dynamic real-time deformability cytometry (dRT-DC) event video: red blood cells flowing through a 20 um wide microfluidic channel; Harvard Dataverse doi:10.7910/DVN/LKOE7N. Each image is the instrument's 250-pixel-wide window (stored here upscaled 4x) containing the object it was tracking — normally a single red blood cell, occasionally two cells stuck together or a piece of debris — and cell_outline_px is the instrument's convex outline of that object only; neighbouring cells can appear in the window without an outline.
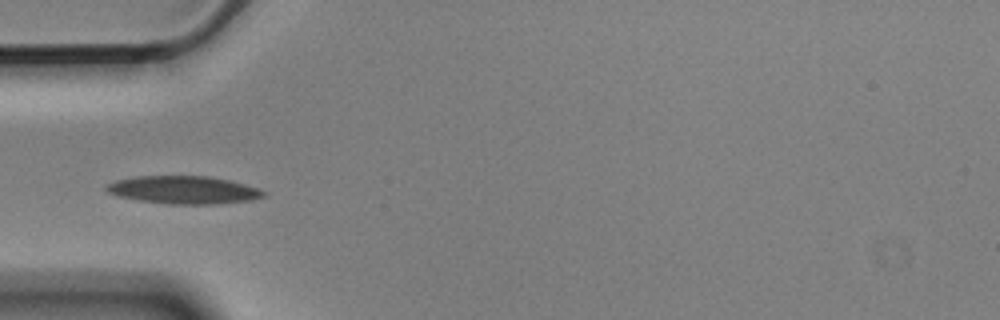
{"species": "Egyptian fruit bat (a non-hibernating species)", "species_latin": "Rousettus aegyptiacus", "temperature_condition": "cold", "stored_images_in_passage": 11, "camera_frame_rate_fps": 3000, "um_per_image_px": 0.085, "animal": {"sex": "male"}, "frame": {"image": 1, "passage_image": 3, "time_ms": 0.667, "image_size_px": [1000, 320], "cell_outline_px": [[268, 196], [252, 200], [220, 204], [168, 204], [140, 200], [120, 196], [108, 192], [104, 188], [108, 184], [116, 180], [140, 176], [208, 176], [228, 180], [244, 184], [268, 192]], "centroid_in_image_um": [15.67, 16.15], "position_along_channel_um": 69.3, "area_um2": 25.43}}
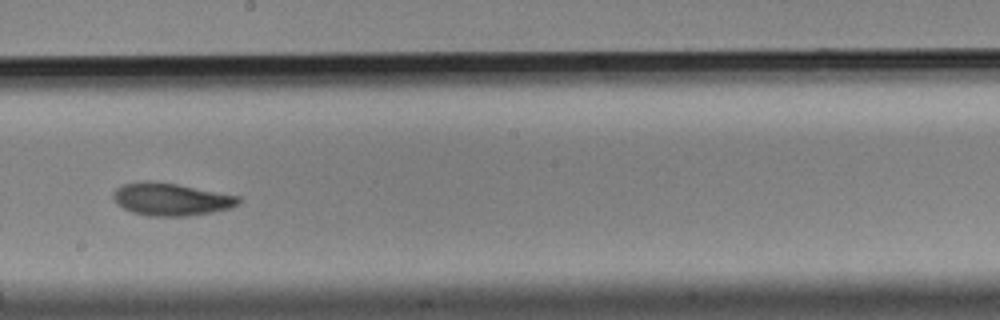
{"frame": {"image": 2, "passage_image": 7, "time_ms": 2.0, "image_size_px": [1000, 320], "cell_outline_px": [[240, 204], [228, 208], [212, 212], [188, 216], [148, 216], [132, 212], [116, 204], [112, 196], [112, 192], [116, 188], [124, 184], [148, 180], [156, 180], [240, 196]], "centroid_in_image_um": [14.51, 16.93], "position_along_channel_um": 233.7, "area_um2": 23.93}}
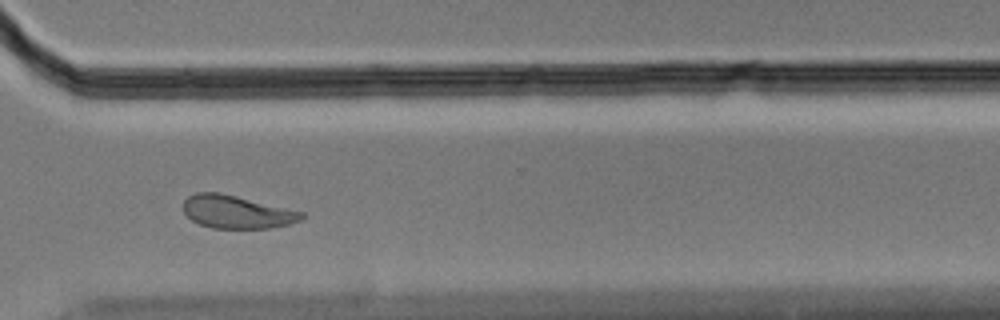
{"frame": {"image": 3, "passage_image": 10, "time_ms": 3.0, "image_size_px": [1000, 320], "cell_outline_px": [[304, 216], [300, 220], [288, 224], [268, 228], [212, 228], [200, 224], [192, 220], [184, 212], [184, 200], [188, 196], [196, 192], [220, 192], [304, 212]], "centroid_in_image_um": [20.1, 18.0], "position_along_channel_um": 350.5, "area_um2": 22.54}}